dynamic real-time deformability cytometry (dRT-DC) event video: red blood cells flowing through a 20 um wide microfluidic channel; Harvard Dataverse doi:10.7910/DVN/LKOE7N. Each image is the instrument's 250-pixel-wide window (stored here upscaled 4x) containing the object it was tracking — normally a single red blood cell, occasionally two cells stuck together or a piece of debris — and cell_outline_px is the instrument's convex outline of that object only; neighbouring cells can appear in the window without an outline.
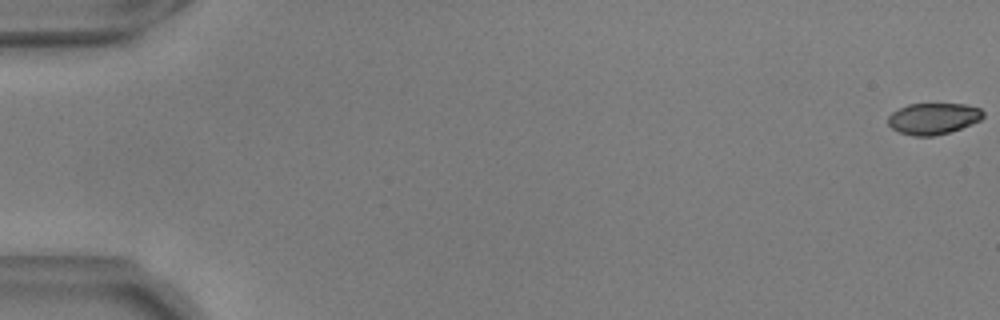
{"species": "common noctule bat (a hibernating species)", "species_latin": "Nyctalus noctula", "temperature_condition": "warm", "stored_images_in_passage": 56, "camera_frame_rate_fps": 3000, "um_per_image_px": 0.085, "animal": {"sex": "male", "body_mass_g": 17.9, "forearm_length_mm": 54.2}, "frame": {"image": 1, "passage_image": 1, "time_ms": 0.0, "image_size_px": [1000, 320], "cell_outline_px": [[984, 116], [980, 120], [960, 128], [948, 132], [932, 136], [912, 136], [900, 132], [892, 128], [888, 124], [888, 116], [892, 112], [908, 104], [964, 104], [980, 108], [984, 112]], "centroid_in_image_um": [79.32, 10.07], "position_along_channel_um": 5.7, "area_um2": 17.22}}
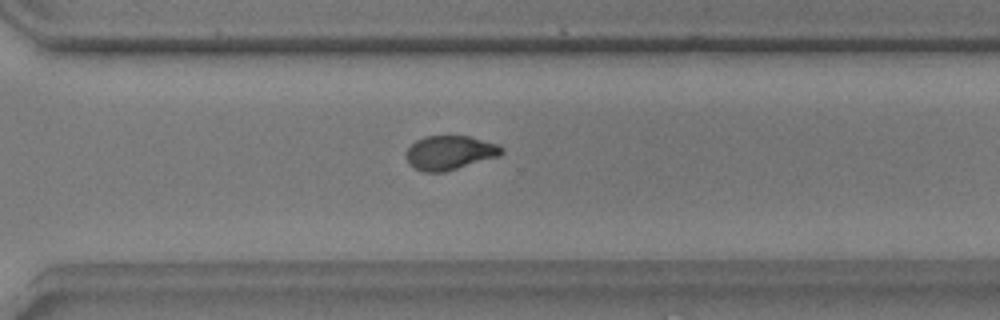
{"frame": {"image": 2, "passage_image": 41, "time_ms": 13.333, "image_size_px": [1000, 320], "cell_outline_px": [[504, 152], [496, 156], [444, 172], [424, 172], [408, 164], [404, 156], [404, 152], [416, 140], [424, 136], [468, 136], [496, 144], [504, 148]], "centroid_in_image_um": [38.15, 12.97], "position_along_channel_um": 332.4, "area_um2": 18.79}}
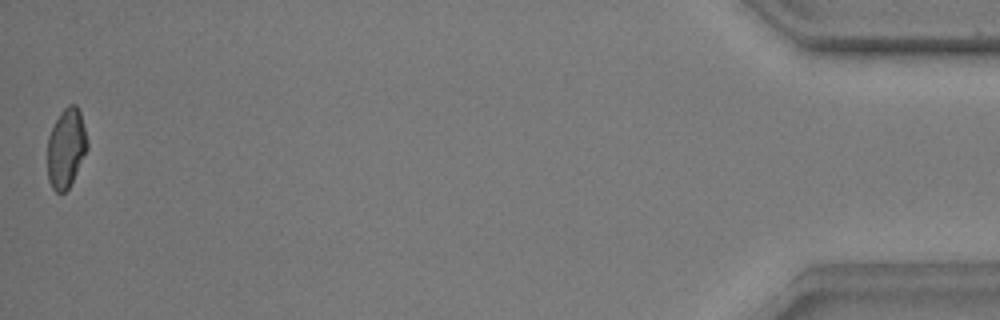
{"frame": {"image": 3, "passage_image": 56, "time_ms": 18.333, "image_size_px": [1000, 320], "cell_outline_px": [[88, 148], [68, 188], [64, 192], [56, 192], [52, 188], [48, 180], [48, 136], [60, 112], [68, 104], [76, 104], [80, 112], [88, 144]], "centroid_in_image_um": [5.61, 12.57], "position_along_channel_um": 429.6, "area_um2": 18.15}, "authors_computed_cell_mechanics": {"area_um2": 19.074, "velocity_mm_per_s": 3.6887, "shape_relaxation_time_tau1_ms": 4.4088, "shape_relaxation_time_tau2_ms": 1.774, "deformation_change_tau1": 0.1442, "deformation_change_tau2": 0.0531}}